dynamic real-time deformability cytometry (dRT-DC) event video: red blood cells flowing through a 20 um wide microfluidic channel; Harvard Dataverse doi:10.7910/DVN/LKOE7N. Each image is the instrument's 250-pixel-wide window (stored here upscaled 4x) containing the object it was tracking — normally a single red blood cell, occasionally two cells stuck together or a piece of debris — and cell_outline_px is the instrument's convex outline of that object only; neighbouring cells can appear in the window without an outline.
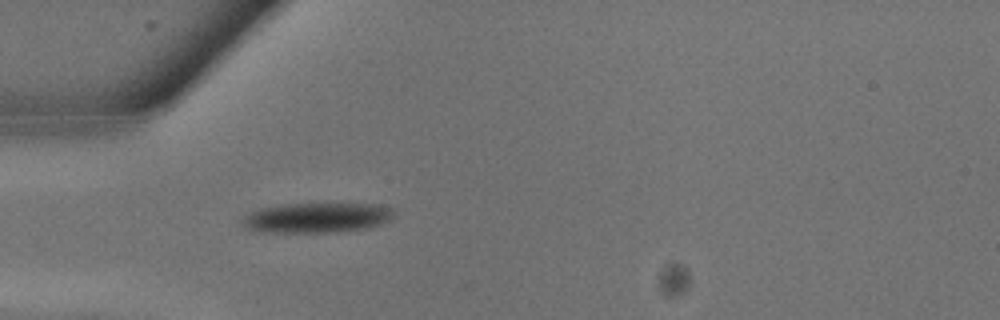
{"species": "common noctule bat (a hibernating species)", "species_latin": "Nyctalus noctula", "temperature_condition": "warm", "stored_images_in_passage": 2, "camera_frame_rate_fps": 3000, "um_per_image_px": 0.085, "animal": {"sex": "male", "body_mass_g": 13.3}, "frame": {"image": 1, "passage_image": 2, "time_ms": 0.333, "image_size_px": [1000, 320], "cell_outline_px": [[392, 216], [388, 220], [380, 224], [368, 228], [344, 232], [256, 232], [244, 228], [240, 224], [244, 216], [260, 208], [284, 204], [380, 204], [392, 208]], "centroid_in_image_um": [26.89, 18.52], "position_along_channel_um": 58.1, "area_um2": 26.65}}